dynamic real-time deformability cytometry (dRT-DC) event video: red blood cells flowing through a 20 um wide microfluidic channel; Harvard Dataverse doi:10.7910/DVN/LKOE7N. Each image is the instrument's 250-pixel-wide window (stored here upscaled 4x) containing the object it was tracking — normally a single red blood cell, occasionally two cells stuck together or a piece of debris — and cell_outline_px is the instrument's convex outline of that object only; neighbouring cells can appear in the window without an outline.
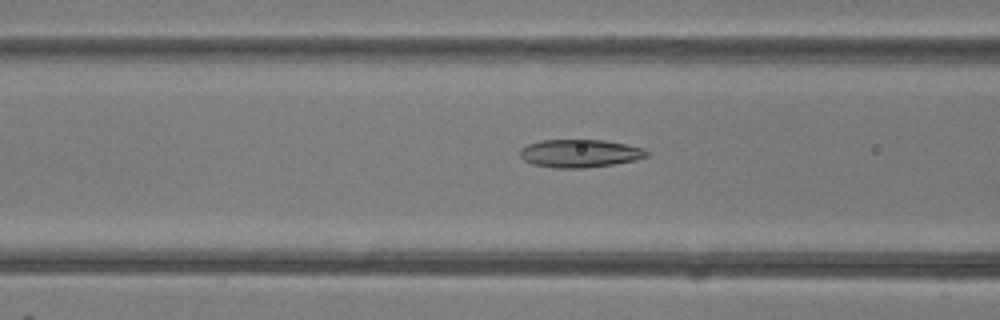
{"species": "common noctule bat (a hibernating species)", "species_latin": "Nyctalus noctula", "temperature_condition": "room temperature", "stored_images_in_passage": 46, "camera_frame_rate_fps": 3000, "um_per_image_px": 0.085, "animal": {"sex": "female"}, "frame": {"image": 1, "passage_image": 16, "time_ms": 5.0, "image_size_px": [1000, 320], "cell_outline_px": [[648, 156], [636, 160], [612, 164], [584, 168], [556, 168], [532, 164], [524, 160], [520, 156], [520, 148], [528, 144], [540, 140], [604, 140], [644, 148], [648, 152]], "centroid_in_image_um": [49.27, 13.04], "position_along_channel_um": 117.3, "area_um2": 20.63}}
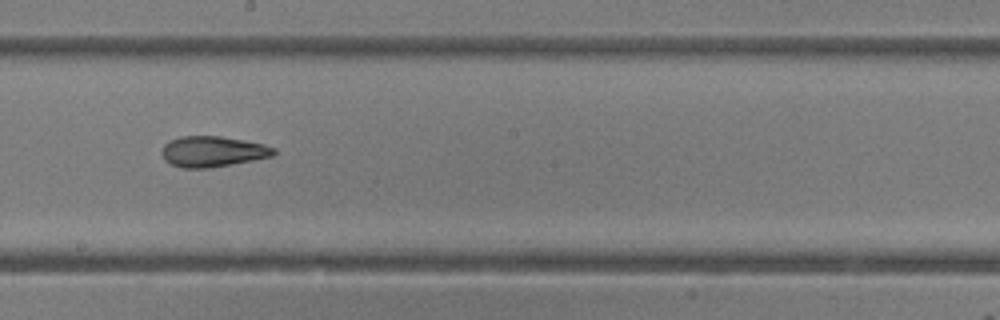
{"frame": {"image": 2, "passage_image": 24, "time_ms": 7.667, "image_size_px": [1000, 320], "cell_outline_px": [[276, 152], [272, 156], [252, 160], [208, 168], [180, 168], [164, 160], [160, 152], [164, 144], [180, 136], [220, 136], [244, 140], [264, 144], [276, 148]], "centroid_in_image_um": [18.06, 12.87], "position_along_channel_um": 230.1, "area_um2": 20.0}}
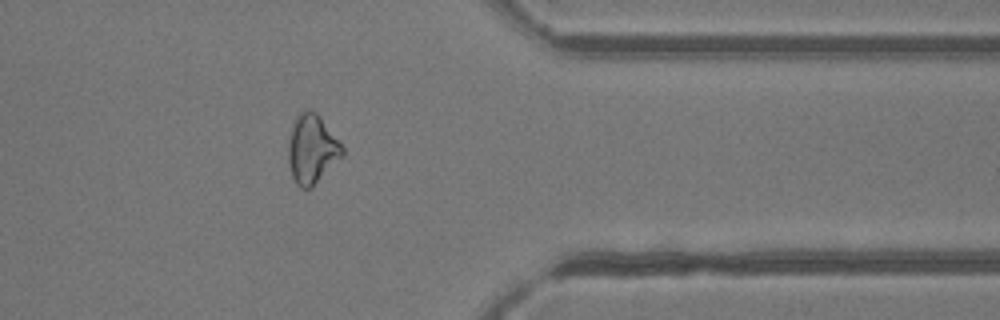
{"frame": {"image": 3, "passage_image": 36, "time_ms": 11.667, "image_size_px": [1000, 320], "cell_outline_px": [[344, 156], [312, 188], [300, 188], [296, 184], [292, 176], [288, 160], [288, 144], [292, 128], [296, 116], [300, 112], [308, 108], [316, 112], [320, 116], [344, 148]], "centroid_in_image_um": [26.53, 12.69], "position_along_channel_um": 384.9, "area_um2": 21.85}}